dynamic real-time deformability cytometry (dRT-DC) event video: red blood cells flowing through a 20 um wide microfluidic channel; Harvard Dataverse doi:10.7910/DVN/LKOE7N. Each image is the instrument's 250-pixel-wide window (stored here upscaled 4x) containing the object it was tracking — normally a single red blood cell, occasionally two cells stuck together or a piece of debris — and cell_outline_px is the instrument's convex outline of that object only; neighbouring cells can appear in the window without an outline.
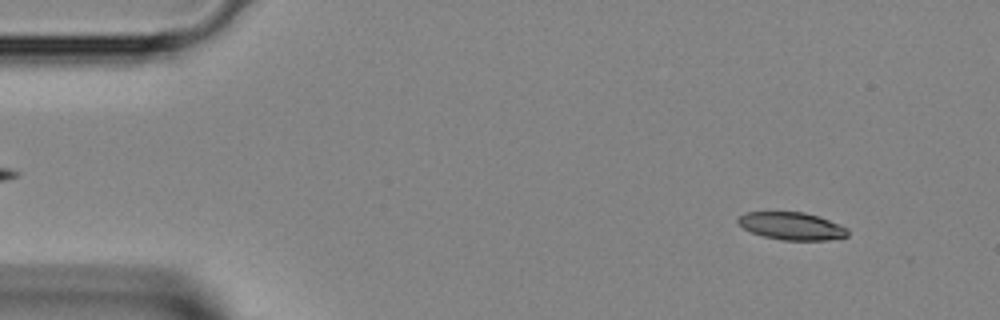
{"species": "Egyptian fruit bat (a non-hibernating species)", "species_latin": "Rousettus aegyptiacus", "temperature_condition": "room temperature", "stored_images_in_passage": 44, "camera_frame_rate_fps": 3000, "um_per_image_px": 0.085, "animal": {"sex": "female"}, "frame": {"image": 1, "passage_image": 4, "time_ms": 1.0, "image_size_px": [1000, 320], "cell_outline_px": [[848, 236], [828, 240], [784, 240], [764, 236], [752, 232], [744, 228], [736, 220], [744, 212], [804, 212], [828, 220], [848, 228]], "centroid_in_image_um": [67.3, 19.21], "position_along_channel_um": 17.7, "area_um2": 17.4}}
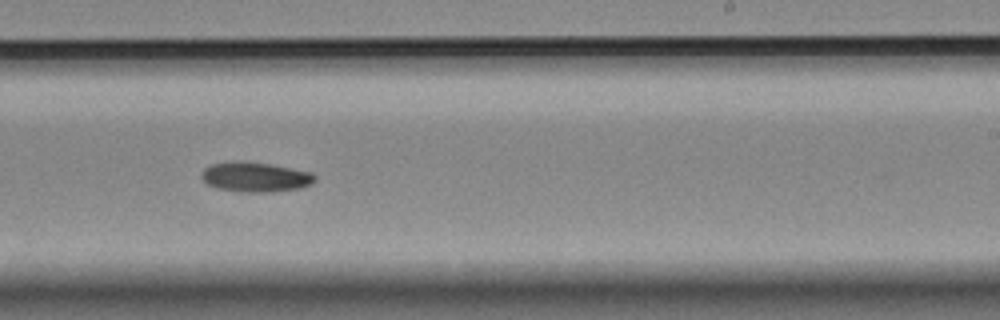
{"frame": {"image": 2, "passage_image": 26, "time_ms": 8.333, "image_size_px": [1000, 320], "cell_outline_px": [[316, 180], [312, 184], [300, 188], [272, 192], [240, 192], [216, 188], [208, 184], [200, 176], [200, 172], [204, 168], [212, 164], [268, 164], [312, 172], [316, 176]], "centroid_in_image_um": [21.75, 15.1], "position_along_channel_um": 267.2, "area_um2": 19.02}}
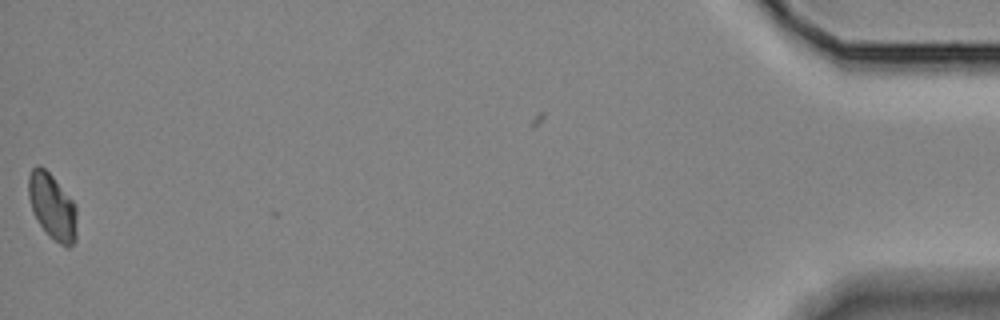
{"frame": {"image": 3, "passage_image": 43, "time_ms": 14.0, "image_size_px": [1000, 320], "cell_outline_px": [[76, 240], [68, 248], [60, 244], [48, 236], [32, 212], [28, 196], [28, 176], [32, 168], [36, 164], [40, 164], [52, 176], [76, 204]], "centroid_in_image_um": [4.43, 17.56], "position_along_channel_um": 430.8, "area_um2": 18.73}}